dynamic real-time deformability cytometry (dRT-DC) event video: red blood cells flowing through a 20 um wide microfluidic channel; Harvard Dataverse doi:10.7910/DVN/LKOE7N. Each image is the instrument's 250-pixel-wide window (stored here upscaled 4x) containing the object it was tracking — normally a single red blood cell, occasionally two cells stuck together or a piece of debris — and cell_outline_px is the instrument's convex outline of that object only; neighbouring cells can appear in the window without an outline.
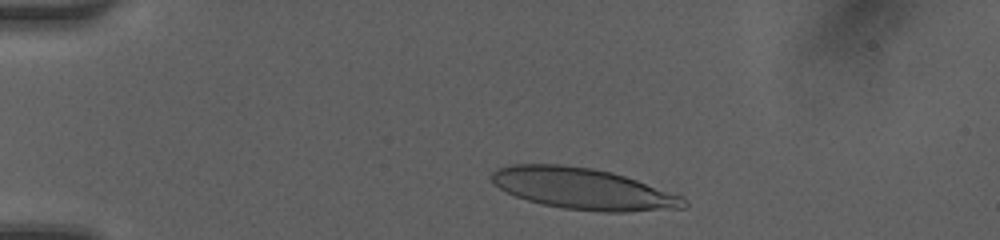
{"species": "human", "species_latin": "Homo sapiens", "temperature_condition": "room temperature", "stored_images_in_passage": 36, "camera_frame_rate_fps": 3000, "um_per_image_px": 0.085, "donor": {"sex": "female"}, "frame": {"image": 1, "passage_image": 4, "time_ms": 1.0, "image_size_px": [1000, 240], "cell_outline_px": [[688, 204], [684, 208], [624, 212], [600, 212], [564, 208], [544, 204], [528, 200], [516, 196], [500, 188], [492, 180], [492, 172], [496, 168], [512, 164], [560, 164], [592, 168], [612, 172], [684, 196], [688, 200]], "centroid_in_image_um": [49.61, 16.04], "position_along_channel_um": 35.4, "area_um2": 46.12}}
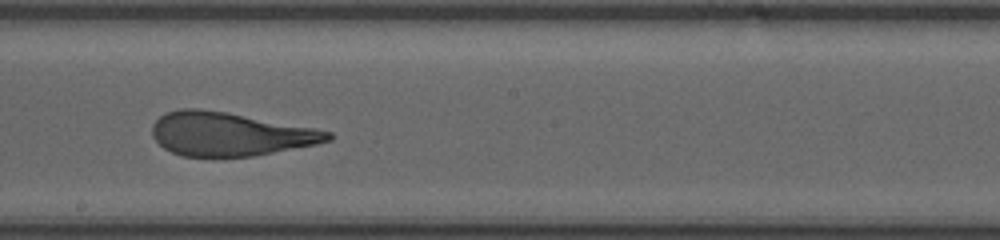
{"frame": {"image": 2, "passage_image": 22, "time_ms": 7.0, "image_size_px": [1000, 240], "cell_outline_px": [[336, 136], [332, 140], [316, 144], [252, 156], [180, 156], [164, 148], [152, 136], [152, 124], [160, 116], [168, 112], [180, 108], [200, 108], [228, 112], [312, 128], [332, 132]], "centroid_in_image_um": [19.52, 11.38], "position_along_channel_um": 228.7, "area_um2": 44.39}}
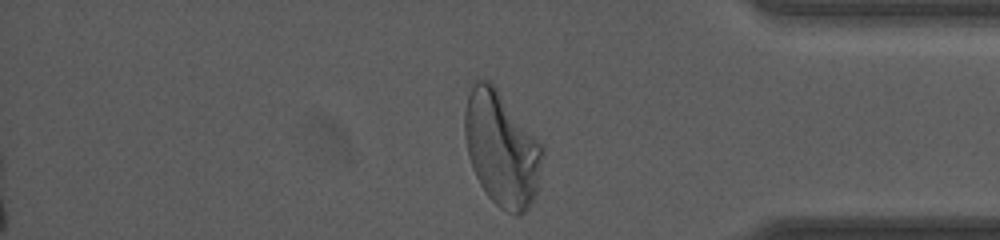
{"frame": {"image": 3, "passage_image": 35, "time_ms": 11.333, "image_size_px": [1000, 240], "cell_outline_px": [[544, 156], [536, 192], [528, 208], [524, 212], [516, 216], [500, 208], [484, 192], [472, 168], [468, 156], [464, 136], [464, 112], [472, 80], [476, 76], [492, 80], [544, 144]], "centroid_in_image_um": [42.63, 12.56], "position_along_channel_um": 392.6, "area_um2": 53.29}, "authors_computed_cell_mechanics": {"area_um2": 45.9221, "velocity_mm_per_s": 4.1812, "shape_relaxation_time_tau1_ms": 6.3678, "shape_relaxation_time_tau2_ms": 0.8326, "deformation_change_tau1": 0.2832, "deformation_change_tau2": 0.1013}}